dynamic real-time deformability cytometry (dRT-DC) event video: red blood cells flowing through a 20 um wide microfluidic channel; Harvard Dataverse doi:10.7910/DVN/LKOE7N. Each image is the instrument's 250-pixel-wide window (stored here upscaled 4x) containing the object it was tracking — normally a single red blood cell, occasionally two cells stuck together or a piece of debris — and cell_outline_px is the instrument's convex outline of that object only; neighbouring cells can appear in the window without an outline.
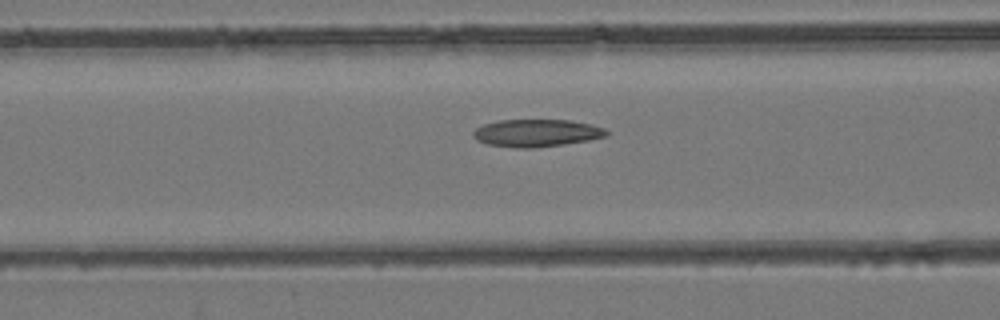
{"species": "common noctule bat (a hibernating species)", "species_latin": "Nyctalus noctula", "temperature_condition": "room temperature", "stored_images_in_passage": 48, "camera_frame_rate_fps": 3000, "um_per_image_px": 0.085, "animal": {"sex": "female", "body_mass_g": 24.6, "forearm_length_mm": 56.2}, "frame": {"image": 1, "passage_image": 19, "time_ms": 6.0, "image_size_px": [1000, 320], "cell_outline_px": [[608, 136], [588, 140], [564, 144], [536, 148], [516, 148], [488, 144], [476, 140], [472, 136], [472, 132], [476, 128], [484, 124], [500, 120], [572, 120], [604, 128], [608, 132]], "centroid_in_image_um": [45.58, 11.31], "position_along_channel_um": 121.0, "area_um2": 21.33}}
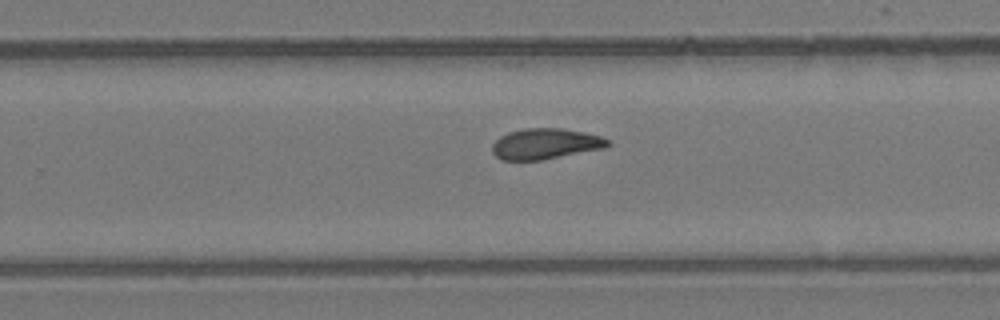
{"frame": {"image": 2, "passage_image": 30, "time_ms": 9.667, "image_size_px": [1000, 320], "cell_outline_px": [[612, 144], [604, 148], [544, 160], [500, 160], [492, 152], [492, 144], [500, 136], [508, 132], [524, 128], [560, 128], [584, 132], [600, 136], [612, 140]], "centroid_in_image_um": [46.37, 12.23], "position_along_channel_um": 283.4, "area_um2": 20.92}}
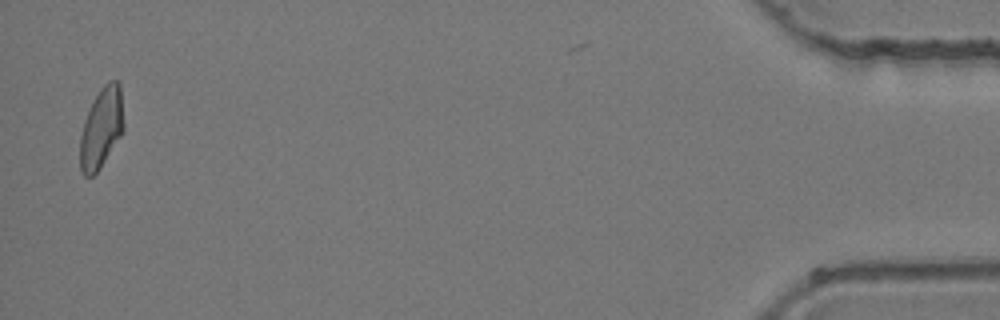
{"frame": {"image": 3, "passage_image": 46, "time_ms": 15.0, "image_size_px": [1000, 320], "cell_outline_px": [[124, 132], [100, 168], [92, 176], [84, 176], [80, 168], [80, 136], [84, 120], [92, 100], [100, 88], [108, 80], [120, 80], [124, 124]], "centroid_in_image_um": [8.63, 10.84], "position_along_channel_um": 426.6, "area_um2": 20.87}}